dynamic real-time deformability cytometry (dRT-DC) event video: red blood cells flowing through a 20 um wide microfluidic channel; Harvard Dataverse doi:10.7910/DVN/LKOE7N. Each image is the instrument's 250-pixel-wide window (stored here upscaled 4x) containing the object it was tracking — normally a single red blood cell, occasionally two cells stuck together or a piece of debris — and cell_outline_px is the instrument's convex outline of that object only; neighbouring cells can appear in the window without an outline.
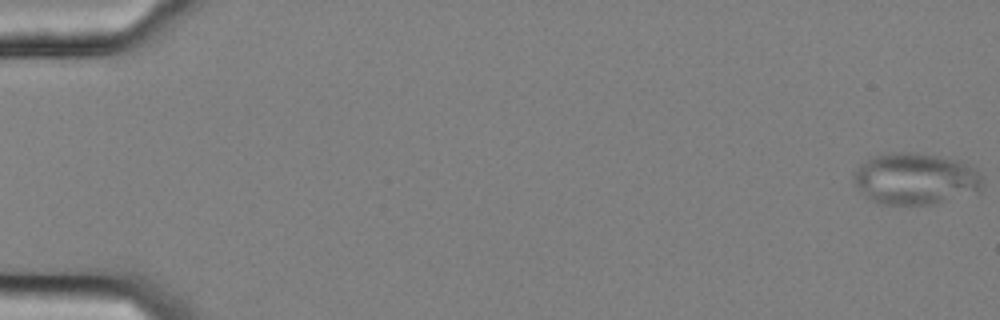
{"species": "common noctule bat (a hibernating species)", "species_latin": "Nyctalus noctula", "temperature_condition": "cold", "stored_images_in_passage": 57, "camera_frame_rate_fps": 3000, "um_per_image_px": 0.085, "animal": {"sex": "female", "body_mass_g": 25.1}, "frame": {"image": 1, "passage_image": 1, "time_ms": 0.0, "image_size_px": [1000, 320], "cell_outline_px": [[980, 184], [976, 192], [932, 204], [880, 204], [864, 196], [860, 192], [856, 184], [852, 172], [860, 164], [872, 156], [896, 152], [908, 152], [936, 156], [956, 160], [968, 164], [980, 176]], "centroid_in_image_um": [77.72, 15.2], "position_along_channel_um": 7.3, "area_um2": 38.09}}
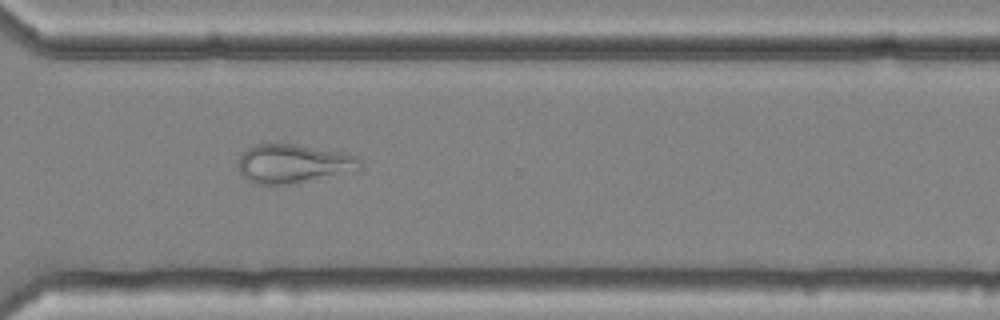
{"frame": {"image": 2, "passage_image": 43, "time_ms": 14.0, "image_size_px": [1000, 320], "cell_outline_px": [[364, 168], [360, 172], [292, 184], [256, 184], [248, 180], [240, 172], [240, 156], [252, 144], [292, 144], [336, 152], [356, 156], [360, 160]], "centroid_in_image_um": [25.02, 13.94], "position_along_channel_um": 345.6, "area_um2": 27.69}}
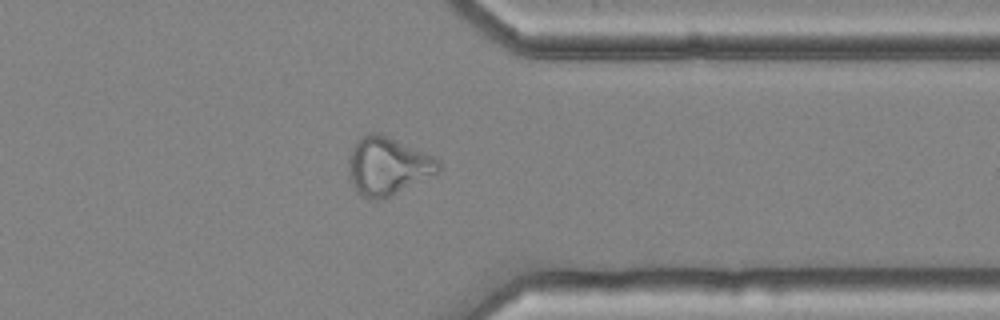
{"frame": {"image": 3, "passage_image": 46, "time_ms": 15.0, "image_size_px": [1000, 320], "cell_outline_px": [[440, 172], [388, 196], [376, 200], [368, 200], [360, 196], [356, 192], [348, 176], [348, 156], [356, 140], [368, 132], [380, 132], [432, 156], [440, 160]], "centroid_in_image_um": [32.9, 14.1], "position_along_channel_um": 378.5, "area_um2": 30.52}}